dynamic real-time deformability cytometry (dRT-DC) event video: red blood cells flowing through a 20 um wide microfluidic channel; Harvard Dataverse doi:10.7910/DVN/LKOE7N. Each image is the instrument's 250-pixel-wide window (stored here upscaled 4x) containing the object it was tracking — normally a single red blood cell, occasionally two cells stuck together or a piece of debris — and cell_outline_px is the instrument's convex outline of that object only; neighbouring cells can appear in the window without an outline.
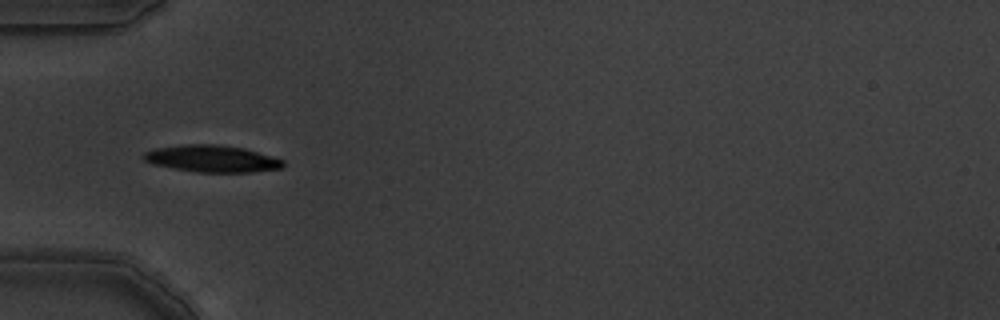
{"species": "common noctule bat (a hibernating species)", "species_latin": "Nyctalus noctula", "temperature_condition": "warm", "stored_images_in_passage": 10, "camera_frame_rate_fps": 3000, "um_per_image_px": 0.085, "animal": {"sex": "male", "body_mass_g": 19.5, "forearm_length_mm": 54.6}, "frame": {"image": 1, "passage_image": 5, "time_ms": 1.333, "image_size_px": [1000, 320], "cell_outline_px": [[284, 164], [280, 168], [252, 172], [196, 172], [156, 164], [144, 160], [144, 152], [156, 148], [184, 144], [220, 144], [244, 148], [284, 160]], "centroid_in_image_um": [18.04, 13.48], "position_along_channel_um": 67.0, "area_um2": 21.56}}
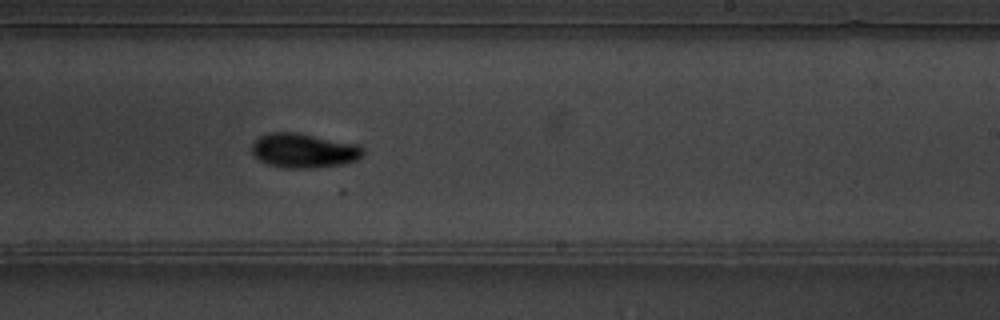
{"frame": {"image": 2, "passage_image": 10, "time_ms": 3.0, "image_size_px": [1000, 320], "cell_outline_px": [[364, 156], [356, 160], [344, 164], [312, 168], [284, 168], [268, 164], [260, 160], [252, 152], [252, 144], [260, 136], [268, 132], [296, 132], [360, 144], [364, 148]], "centroid_in_image_um": [25.87, 12.79], "position_along_channel_um": 263.1, "area_um2": 22.54}}